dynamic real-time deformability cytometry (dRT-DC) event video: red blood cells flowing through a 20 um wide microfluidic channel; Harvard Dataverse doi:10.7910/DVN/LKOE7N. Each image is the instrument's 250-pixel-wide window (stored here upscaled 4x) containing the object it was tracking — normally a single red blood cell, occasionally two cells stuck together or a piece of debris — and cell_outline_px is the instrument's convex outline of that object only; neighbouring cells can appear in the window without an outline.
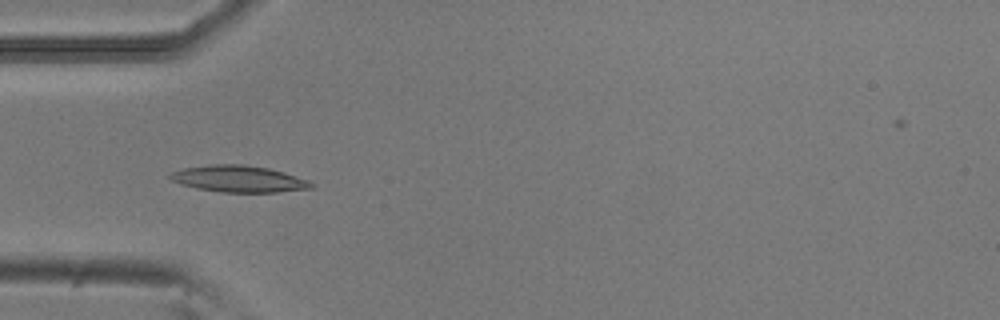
{"species": "common noctule bat (a hibernating species)", "species_latin": "Nyctalus noctula", "temperature_condition": "room temperature", "stored_images_in_passage": 8, "camera_frame_rate_fps": 3000, "um_per_image_px": 0.085, "animal": {"sex": "male", "body_mass_g": 20.5, "forearm_length_mm": 52.5}, "frame": {"image": 1, "passage_image": 5, "time_ms": 1.333, "image_size_px": [1000, 320], "cell_outline_px": [[316, 184], [312, 188], [276, 192], [220, 192], [196, 188], [180, 184], [172, 180], [168, 176], [172, 172], [184, 168], [208, 164], [244, 164], [268, 168], [284, 172], [308, 180]], "centroid_in_image_um": [20.3, 15.2], "position_along_channel_um": 64.7, "area_um2": 21.91}}
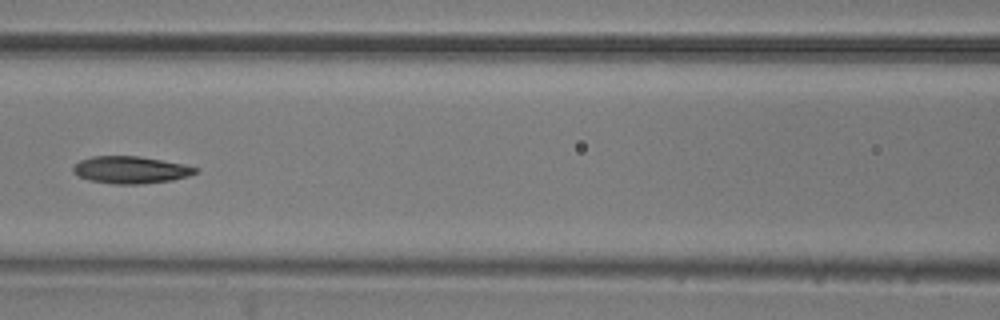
{"frame": {"image": 2, "passage_image": 7, "time_ms": 2.0, "image_size_px": [1000, 320], "cell_outline_px": [[200, 168], [196, 172], [188, 176], [172, 180], [140, 184], [112, 184], [88, 180], [76, 176], [72, 172], [72, 168], [80, 160], [92, 156], [140, 156], [184, 164]], "centroid_in_image_um": [11.08, 14.44], "position_along_channel_um": 155.5, "area_um2": 19.54}}
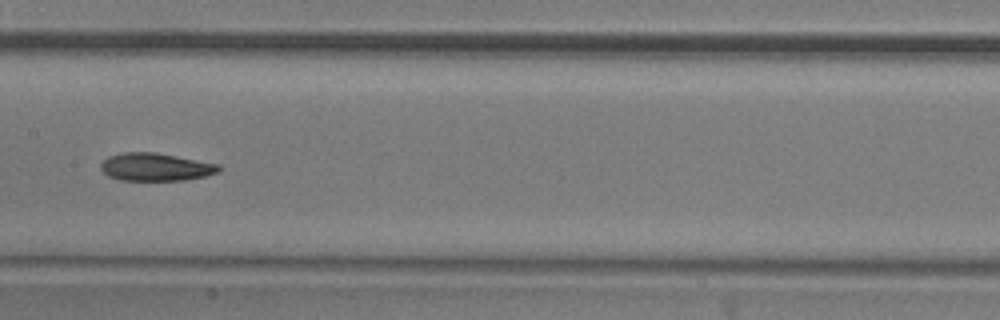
{"frame": {"image": 3, "passage_image": 8, "time_ms": 2.333, "image_size_px": [1000, 320], "cell_outline_px": [[220, 168], [216, 172], [204, 176], [184, 180], [120, 180], [108, 176], [100, 168], [100, 164], [108, 156], [124, 152], [156, 152], [220, 164]], "centroid_in_image_um": [13.2, 14.18], "position_along_channel_um": 194.2, "area_um2": 19.07}}